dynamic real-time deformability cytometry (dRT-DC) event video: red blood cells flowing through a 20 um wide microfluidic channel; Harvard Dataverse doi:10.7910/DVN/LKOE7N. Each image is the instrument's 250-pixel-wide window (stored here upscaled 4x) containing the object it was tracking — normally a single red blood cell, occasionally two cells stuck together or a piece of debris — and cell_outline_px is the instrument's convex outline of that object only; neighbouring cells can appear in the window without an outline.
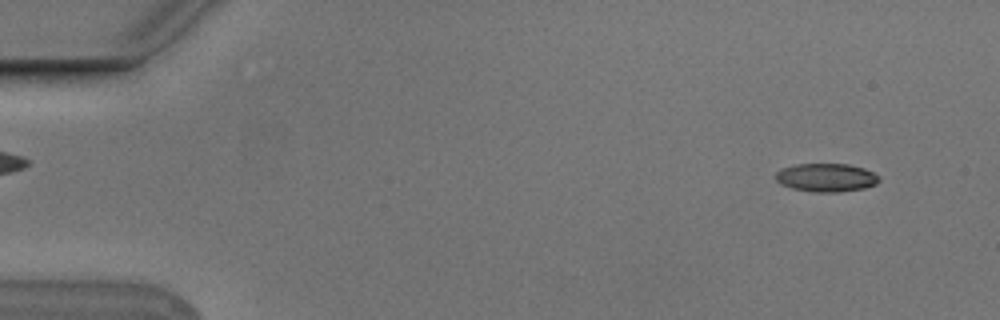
{"species": "Egyptian fruit bat (a non-hibernating species)", "species_latin": "Rousettus aegyptiacus", "temperature_condition": "cold", "stored_images_in_passage": 54, "camera_frame_rate_fps": 3000, "um_per_image_px": 0.085, "animal": {"sex": "male"}, "frame": {"image": 1, "passage_image": 4, "time_ms": 1.0, "image_size_px": [1000, 320], "cell_outline_px": [[880, 180], [876, 184], [864, 188], [836, 192], [812, 192], [792, 188], [780, 184], [776, 180], [776, 172], [780, 168], [796, 164], [848, 164], [864, 168], [880, 176]], "centroid_in_image_um": [70.22, 15.09], "position_along_channel_um": 14.8, "area_um2": 17.17}}
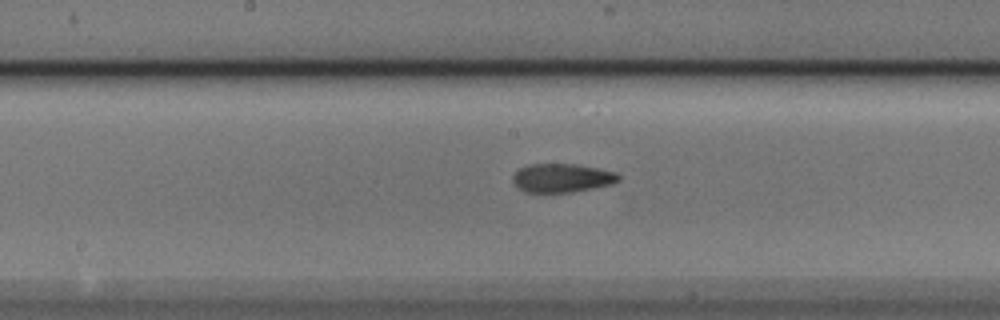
{"frame": {"image": 2, "passage_image": 28, "time_ms": 9.0, "image_size_px": [1000, 320], "cell_outline_px": [[620, 180], [612, 184], [572, 192], [524, 192], [512, 180], [512, 176], [520, 168], [528, 164], [576, 164], [616, 172], [620, 176]], "centroid_in_image_um": [47.77, 15.12], "position_along_channel_um": 200.4, "area_um2": 17.57}}
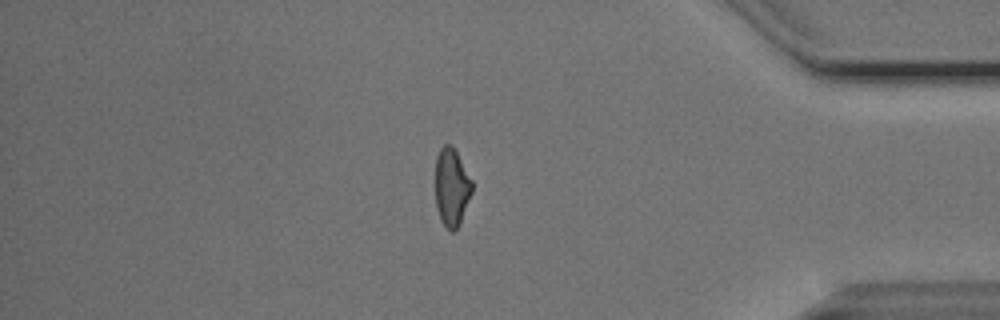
{"frame": {"image": 3, "passage_image": 46, "time_ms": 15.0, "image_size_px": [1000, 320], "cell_outline_px": [[472, 192], [460, 224], [452, 232], [440, 220], [436, 208], [436, 156], [440, 148], [444, 144], [452, 144], [472, 180]], "centroid_in_image_um": [38.39, 15.9], "position_along_channel_um": 396.8, "area_um2": 16.65}, "authors_computed_cell_mechanics": {"area_um2": 17.4845, "velocity_mm_per_s": 3.7782, "shape_relaxation_time_tau1_ms": 4.3086, "shape_relaxation_time_tau2_ms": 2.4147, "deformation_change_tau1": 0.1483, "deformation_change_tau2": 0.0967}}